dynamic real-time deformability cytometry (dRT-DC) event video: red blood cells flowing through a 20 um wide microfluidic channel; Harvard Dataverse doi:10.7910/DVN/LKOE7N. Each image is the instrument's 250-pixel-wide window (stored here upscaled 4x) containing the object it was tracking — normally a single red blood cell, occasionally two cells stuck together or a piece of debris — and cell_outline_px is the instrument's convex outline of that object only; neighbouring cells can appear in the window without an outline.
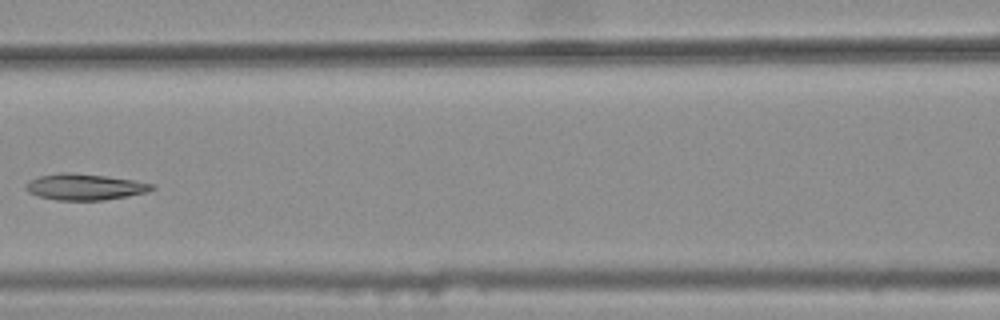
{"species": "common noctule bat (a hibernating species)", "species_latin": "Nyctalus noctula", "temperature_condition": "warm", "stored_images_in_passage": 6, "camera_frame_rate_fps": 3000, "um_per_image_px": 0.085, "animal": {"sex": "female", "body_mass_g": 25.1}, "frame": {"image": 1, "passage_image": 6, "time_ms": 1.667, "image_size_px": [1000, 320], "cell_outline_px": [[156, 188], [148, 192], [128, 196], [104, 200], [56, 200], [36, 196], [28, 192], [24, 188], [24, 184], [28, 180], [40, 176], [60, 172], [68, 172], [104, 176], [132, 180], [152, 184]], "centroid_in_image_um": [7.14, 15.89], "position_along_channel_um": 159.5, "area_um2": 19.31}}